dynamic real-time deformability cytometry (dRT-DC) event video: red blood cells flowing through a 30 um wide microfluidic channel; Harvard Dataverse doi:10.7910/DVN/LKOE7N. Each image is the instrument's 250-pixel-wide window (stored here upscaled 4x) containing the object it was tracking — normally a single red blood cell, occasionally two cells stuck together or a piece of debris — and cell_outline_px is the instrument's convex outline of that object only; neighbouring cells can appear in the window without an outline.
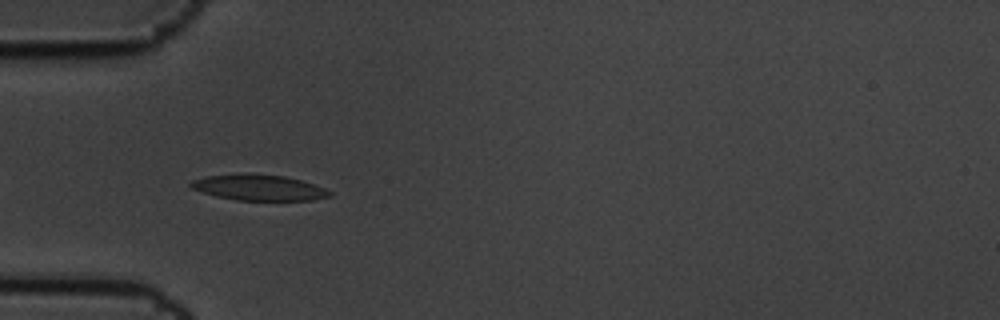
{"species": "common noctule bat (a hibernating species)", "species_latin": "Nyctalus noctula", "temperature_condition": "cold", "stored_images_in_passage": 6, "camera_frame_rate_fps": 3000, "um_per_image_px": 0.085, "animal": {"sex": "male", "body_mass_g": 19.5, "forearm_length_mm": 54.6}, "frame": {"image": 1, "passage_image": 4, "time_ms": 1.0, "image_size_px": [1000, 320], "cell_outline_px": [[332, 196], [312, 200], [236, 200], [216, 196], [192, 188], [188, 184], [192, 180], [208, 176], [284, 176], [300, 180], [324, 188], [332, 192]], "centroid_in_image_um": [22.05, 15.99], "position_along_channel_um": 62.9, "area_um2": 19.77}}
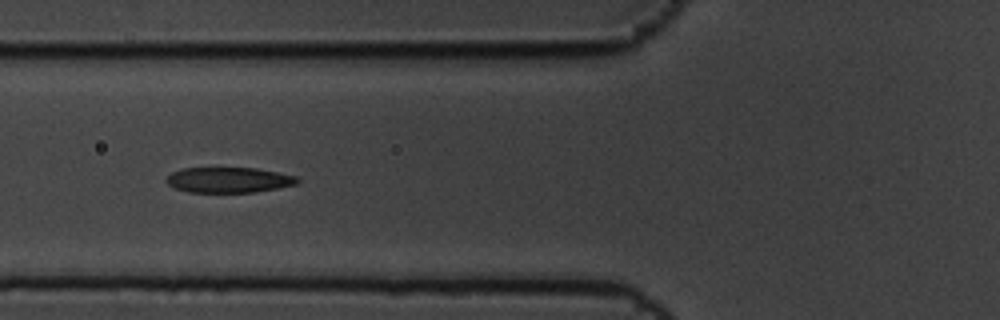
{"frame": {"image": 2, "passage_image": 5, "time_ms": 1.333, "image_size_px": [1000, 320], "cell_outline_px": [[300, 180], [296, 184], [276, 188], [252, 192], [188, 192], [176, 188], [168, 184], [164, 180], [172, 172], [184, 168], [256, 168], [300, 176]], "centroid_in_image_um": [19.46, 15.29], "position_along_channel_um": 106.3, "area_um2": 19.36}}
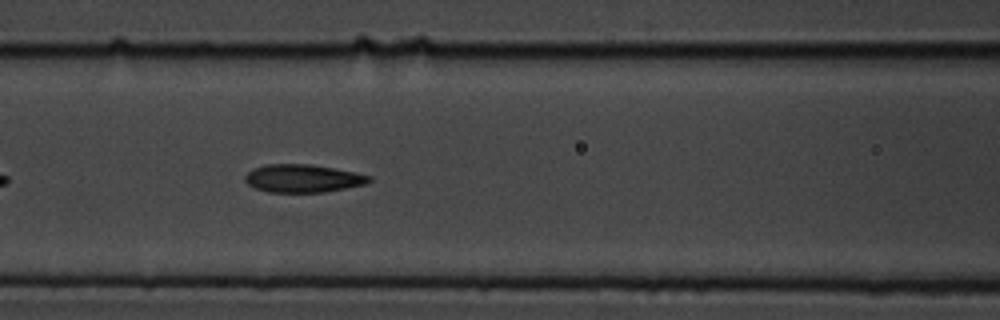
{"frame": {"image": 3, "passage_image": 6, "time_ms": 1.667, "image_size_px": [1000, 320], "cell_outline_px": [[372, 180], [364, 184], [324, 192], [268, 192], [256, 188], [248, 184], [244, 180], [244, 176], [252, 168], [268, 164], [308, 164], [332, 168], [372, 176]], "centroid_in_image_um": [25.7, 15.16], "position_along_channel_um": 140.9, "area_um2": 20.0}}